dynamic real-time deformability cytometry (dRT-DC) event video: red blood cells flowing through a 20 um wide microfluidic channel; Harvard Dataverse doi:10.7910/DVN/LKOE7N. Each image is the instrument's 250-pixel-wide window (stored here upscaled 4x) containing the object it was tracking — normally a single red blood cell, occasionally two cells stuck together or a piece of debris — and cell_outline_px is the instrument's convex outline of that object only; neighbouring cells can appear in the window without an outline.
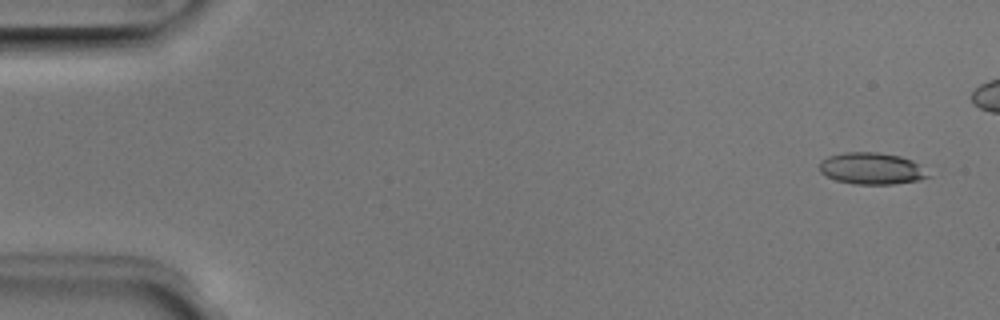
{"species": "Egyptian fruit bat (a non-hibernating species)", "species_latin": "Rousettus aegyptiacus", "temperature_condition": "room temperature", "stored_images_in_passage": 6, "camera_frame_rate_fps": 3000, "um_per_image_px": 0.085, "animal": {"sex": "male"}, "frame": {"image": 1, "passage_image": 1, "time_ms": 0.0, "image_size_px": [1000, 320], "cell_outline_px": [[932, 176], [920, 180], [892, 184], [852, 184], [836, 180], [820, 172], [820, 160], [828, 156], [844, 152], [876, 152], [900, 156], [912, 160], [920, 164]], "centroid_in_image_um": [74.11, 14.32], "position_along_channel_um": 10.9, "area_um2": 20.23}}